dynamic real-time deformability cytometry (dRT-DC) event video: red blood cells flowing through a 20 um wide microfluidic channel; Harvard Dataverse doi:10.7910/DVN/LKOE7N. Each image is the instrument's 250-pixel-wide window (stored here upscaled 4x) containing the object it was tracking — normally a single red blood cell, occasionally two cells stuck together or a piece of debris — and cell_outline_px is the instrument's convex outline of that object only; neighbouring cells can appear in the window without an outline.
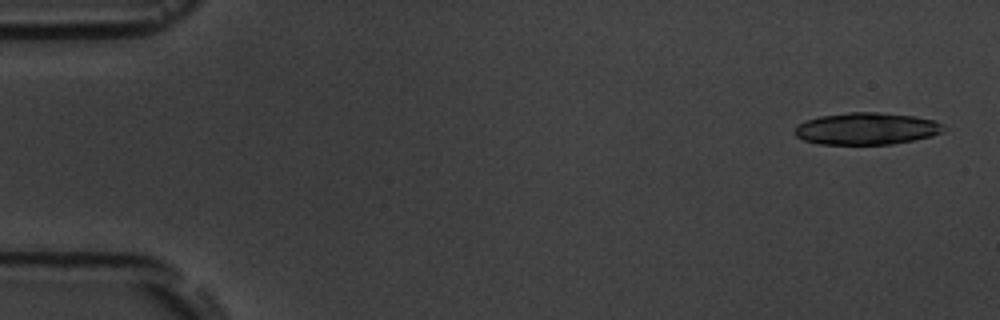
{"species": "common noctule bat (a hibernating species)", "species_latin": "Nyctalus noctula", "temperature_condition": "room temperature", "stored_images_in_passage": 4, "camera_frame_rate_fps": 3000, "um_per_image_px": 0.085, "animal": {"sex": "male", "body_mass_g": 19.5, "forearm_length_mm": 54.6}, "frame": {"image": 1, "passage_image": 1, "time_ms": 0.0, "image_size_px": [1000, 320], "cell_outline_px": [[944, 124], [940, 132], [932, 136], [892, 144], [820, 144], [804, 140], [796, 136], [792, 132], [800, 124], [808, 120], [820, 116], [848, 112], [880, 112], [912, 116], [936, 120]], "centroid_in_image_um": [73.65, 10.93], "position_along_channel_um": 11.4, "area_um2": 27.57}}